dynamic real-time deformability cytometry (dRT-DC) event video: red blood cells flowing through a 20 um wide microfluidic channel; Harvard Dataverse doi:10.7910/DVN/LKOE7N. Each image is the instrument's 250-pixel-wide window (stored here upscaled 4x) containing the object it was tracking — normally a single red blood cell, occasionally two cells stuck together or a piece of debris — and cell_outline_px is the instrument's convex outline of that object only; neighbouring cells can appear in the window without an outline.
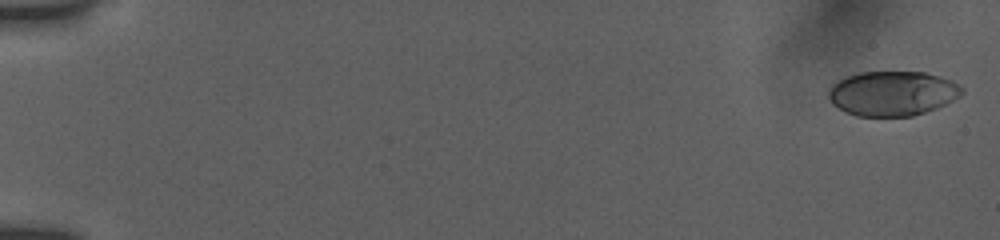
{"species": "human", "species_latin": "Homo sapiens", "temperature_condition": "room temperature", "stored_images_in_passage": 16, "camera_frame_rate_fps": 3000, "um_per_image_px": 0.085, "donor": {"sex": "female"}, "frame": {"image": 1, "passage_image": 2, "time_ms": 0.333, "image_size_px": [1000, 240], "cell_outline_px": [[964, 92], [960, 96], [936, 108], [912, 116], [856, 116], [844, 112], [832, 104], [828, 96], [828, 88], [832, 84], [844, 76], [860, 72], [924, 72], [940, 76], [952, 80], [960, 84], [964, 88]], "centroid_in_image_um": [75.84, 7.93], "position_along_channel_um": 9.2, "area_um2": 35.08}}
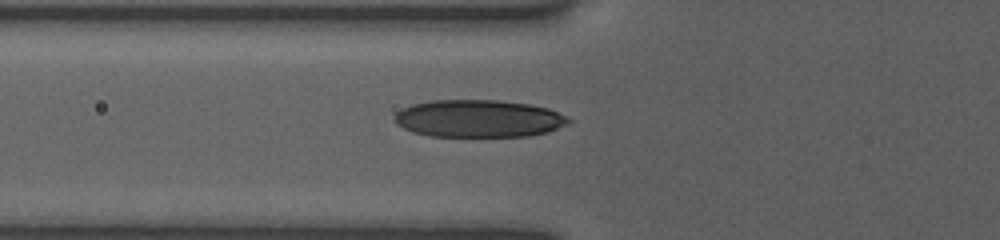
{"frame": {"image": 2, "passage_image": 15, "time_ms": 7.0, "image_size_px": [1000, 240], "cell_outline_px": [[572, 120], [568, 124], [548, 132], [528, 136], [428, 136], [412, 132], [396, 124], [396, 112], [412, 104], [432, 100], [496, 100], [528, 104], [548, 108]], "centroid_in_image_um": [40.68, 10.08], "position_along_channel_um": 85.1, "area_um2": 37.8}}